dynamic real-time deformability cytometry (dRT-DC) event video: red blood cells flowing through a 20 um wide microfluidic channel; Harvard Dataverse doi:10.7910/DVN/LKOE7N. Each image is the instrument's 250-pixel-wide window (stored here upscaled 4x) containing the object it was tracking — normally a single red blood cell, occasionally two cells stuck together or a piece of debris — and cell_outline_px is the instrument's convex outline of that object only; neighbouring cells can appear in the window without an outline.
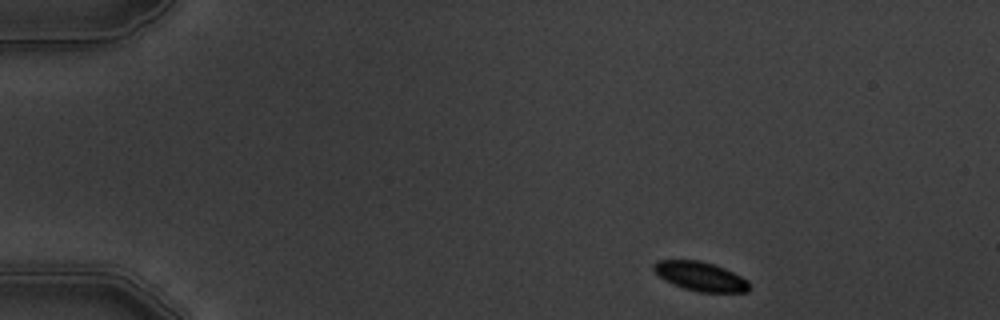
{"species": "common noctule bat (a hibernating species)", "species_latin": "Nyctalus noctula", "temperature_condition": "warm", "stored_images_in_passage": 8, "camera_frame_rate_fps": 3000, "um_per_image_px": 0.085, "animal": {"sex": "male", "body_mass_g": 19.5, "forearm_length_mm": 54.6}, "frame": {"image": 1, "passage_image": 1, "time_ms": 0.0, "image_size_px": [1000, 320], "cell_outline_px": [[748, 292], [700, 292], [684, 288], [664, 280], [652, 268], [652, 264], [656, 260], [700, 260], [724, 268], [748, 280]], "centroid_in_image_um": [59.51, 23.48], "position_along_channel_um": 25.5, "area_um2": 16.07}}
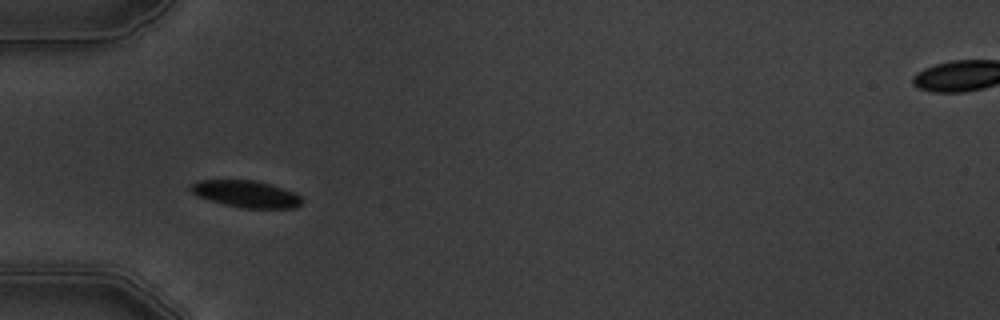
{"frame": {"image": 2, "passage_image": 4, "time_ms": 3.333, "image_size_px": [1000, 320], "cell_outline_px": [[300, 204], [296, 208], [244, 208], [224, 204], [196, 196], [188, 188], [196, 180], [256, 180], [296, 192], [300, 196]], "centroid_in_image_um": [20.89, 16.48], "position_along_channel_um": 64.1, "area_um2": 17.4}}